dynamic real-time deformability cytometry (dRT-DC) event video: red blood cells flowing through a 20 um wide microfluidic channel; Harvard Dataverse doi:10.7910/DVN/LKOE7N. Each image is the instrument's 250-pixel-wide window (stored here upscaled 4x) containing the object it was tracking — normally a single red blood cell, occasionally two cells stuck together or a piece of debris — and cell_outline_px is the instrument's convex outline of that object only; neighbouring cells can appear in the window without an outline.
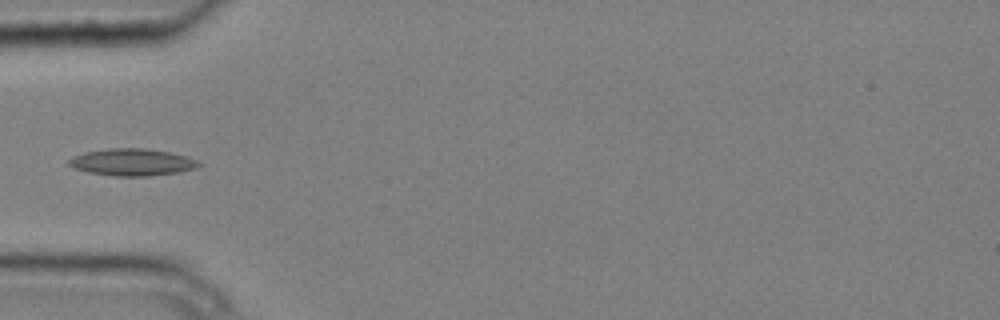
{"species": "common noctule bat (a hibernating species)", "species_latin": "Nyctalus noctula", "temperature_condition": "cold", "stored_images_in_passage": 3, "camera_frame_rate_fps": 3000, "um_per_image_px": 0.085, "animal": {"sex": "male", "body_mass_g": 20.4}, "frame": {"image": 1, "passage_image": 3, "time_ms": 0.667, "image_size_px": [1000, 320], "cell_outline_px": [[204, 164], [196, 168], [180, 172], [148, 176], [116, 176], [88, 172], [76, 168], [68, 164], [68, 160], [72, 156], [84, 152], [108, 148], [144, 148], [172, 152], [196, 160]], "centroid_in_image_um": [11.25, 13.78], "position_along_channel_um": 73.8, "area_um2": 20.52}}